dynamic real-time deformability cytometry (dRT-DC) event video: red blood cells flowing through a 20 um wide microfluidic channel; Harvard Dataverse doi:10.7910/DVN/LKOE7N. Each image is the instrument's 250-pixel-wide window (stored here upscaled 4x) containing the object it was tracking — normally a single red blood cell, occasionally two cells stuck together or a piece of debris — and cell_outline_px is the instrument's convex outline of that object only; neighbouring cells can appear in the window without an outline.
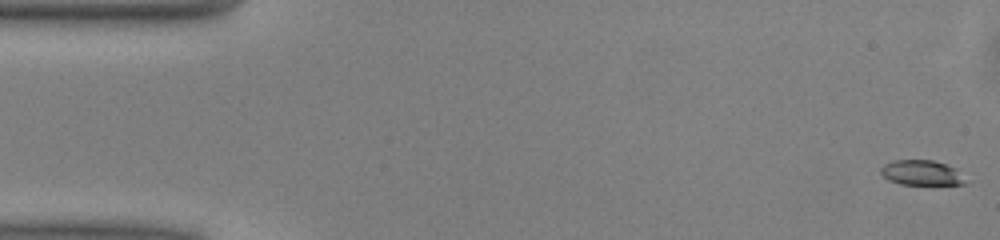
{"species": "common noctule bat (a hibernating species)", "species_latin": "Nyctalus noctula", "temperature_condition": "warm", "stored_images_in_passage": 50, "camera_frame_rate_fps": 3000, "um_per_image_px": 0.085, "animal": {"sex": "male", "body_mass_g": 13.0, "forearm_length_mm": 53.1}, "frame": {"image": 1, "passage_image": 1, "time_ms": 0.0, "image_size_px": [1000, 240], "cell_outline_px": [[968, 180], [964, 184], [900, 184], [888, 180], [880, 172], [880, 168], [884, 164], [892, 160], [932, 160], [956, 168]], "centroid_in_image_um": [78.33, 14.68], "position_along_channel_um": 6.7, "area_um2": 12.37}}
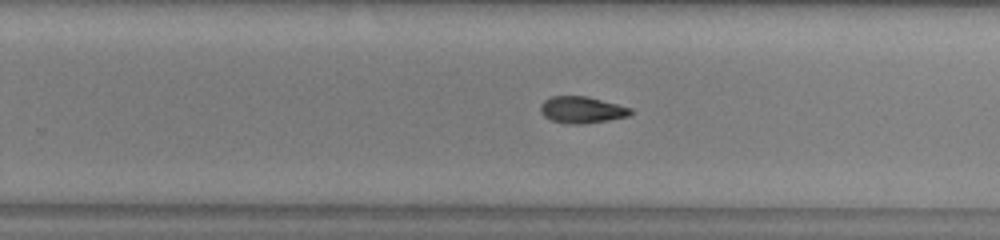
{"frame": {"image": 2, "passage_image": 31, "time_ms": 10.0, "image_size_px": [1000, 240], "cell_outline_px": [[632, 112], [628, 116], [608, 120], [584, 124], [572, 124], [552, 120], [544, 116], [540, 112], [540, 104], [544, 100], [552, 96], [588, 96], [632, 108]], "centroid_in_image_um": [49.45, 9.33], "position_along_channel_um": 280.4, "area_um2": 13.99}}
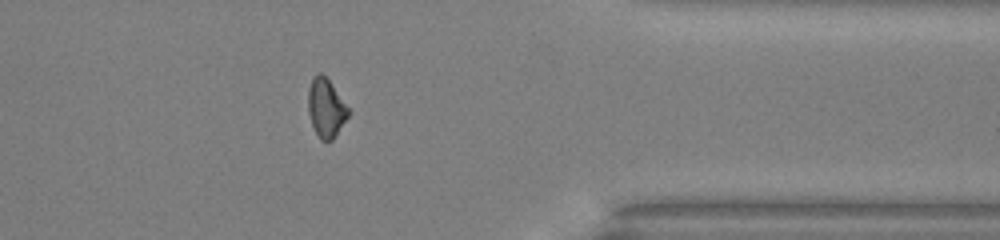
{"frame": {"image": 3, "passage_image": 40, "time_ms": 13.0, "image_size_px": [1000, 240], "cell_outline_px": [[352, 112], [332, 140], [320, 140], [312, 124], [308, 112], [308, 88], [312, 76], [316, 72], [320, 72], [332, 84]], "centroid_in_image_um": [27.71, 9.15], "position_along_channel_um": 383.7, "area_um2": 13.87}, "authors_computed_cell_mechanics": {"area_um2": 14.161, "velocity_mm_per_s": 4.0725, "shape_relaxation_time_tau1_ms": 5.2891, "shape_relaxation_time_tau2_ms": null, "deformation_change_tau1": 0.1319, "deformation_change_tau2": null}}